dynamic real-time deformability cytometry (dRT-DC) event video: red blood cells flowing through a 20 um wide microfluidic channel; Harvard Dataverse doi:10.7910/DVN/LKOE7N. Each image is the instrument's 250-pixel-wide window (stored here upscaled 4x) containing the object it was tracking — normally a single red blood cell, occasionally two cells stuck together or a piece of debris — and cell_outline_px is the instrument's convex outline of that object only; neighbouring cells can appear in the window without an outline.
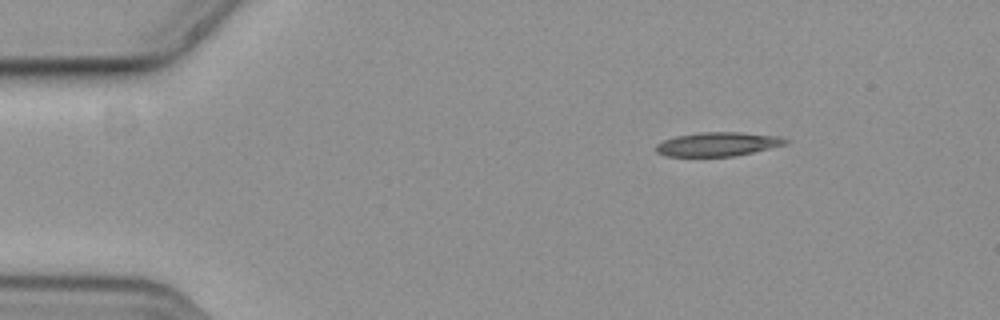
{"species": "common noctule bat (a hibernating species)", "species_latin": "Nyctalus noctula", "temperature_condition": "cold", "stored_images_in_passage": 49, "camera_frame_rate_fps": 3000, "um_per_image_px": 0.085, "animal": {"sex": "female", "body_mass_g": 19.3, "forearm_length_mm": 54.1}, "frame": {"image": 1, "passage_image": 1, "time_ms": 0.0, "image_size_px": [1000, 320], "cell_outline_px": [[792, 140], [788, 144], [752, 152], [732, 156], [664, 156], [656, 152], [656, 144], [664, 140], [676, 136], [700, 132], [740, 132], [784, 136]], "centroid_in_image_um": [61.08, 12.24], "position_along_channel_um": 23.9, "area_um2": 18.26}}
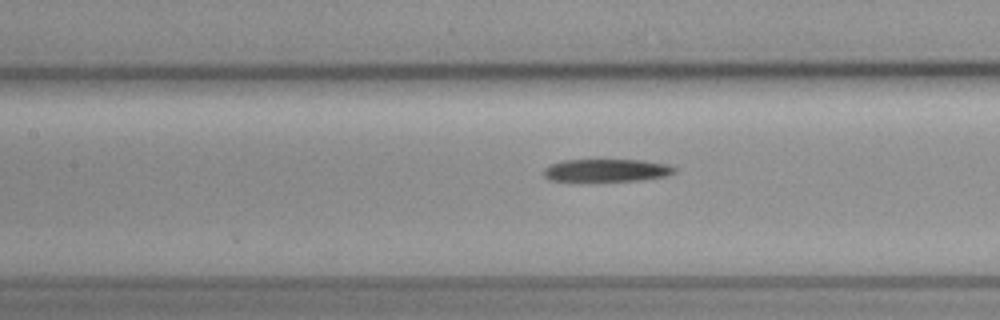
{"frame": {"image": 2, "passage_image": 18, "time_ms": 5.667, "image_size_px": [1000, 320], "cell_outline_px": [[676, 172], [664, 176], [640, 180], [548, 180], [544, 176], [544, 168], [552, 164], [564, 160], [644, 160], [668, 164], [676, 168]], "centroid_in_image_um": [51.59, 14.46], "position_along_channel_um": 155.8, "area_um2": 16.94}}
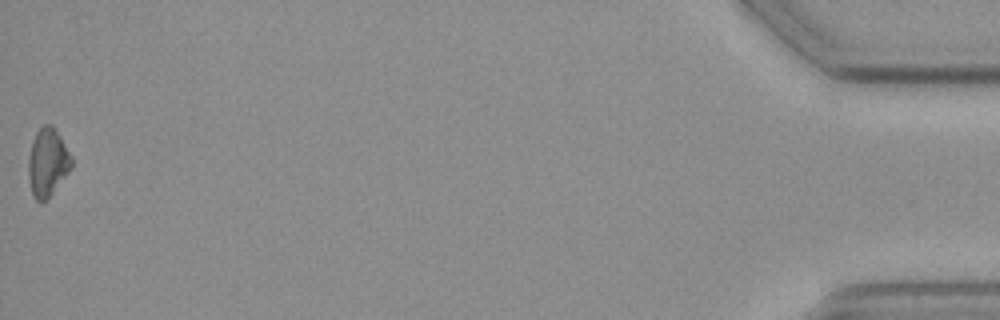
{"frame": {"image": 3, "passage_image": 49, "time_ms": 16.0, "image_size_px": [1000, 320], "cell_outline_px": [[72, 168], [52, 192], [40, 204], [36, 200], [32, 192], [28, 176], [28, 160], [32, 140], [36, 132], [44, 124], [52, 124], [56, 128], [72, 156]], "centroid_in_image_um": [4.05, 13.76], "position_along_channel_um": 431.2, "area_um2": 17.11}}